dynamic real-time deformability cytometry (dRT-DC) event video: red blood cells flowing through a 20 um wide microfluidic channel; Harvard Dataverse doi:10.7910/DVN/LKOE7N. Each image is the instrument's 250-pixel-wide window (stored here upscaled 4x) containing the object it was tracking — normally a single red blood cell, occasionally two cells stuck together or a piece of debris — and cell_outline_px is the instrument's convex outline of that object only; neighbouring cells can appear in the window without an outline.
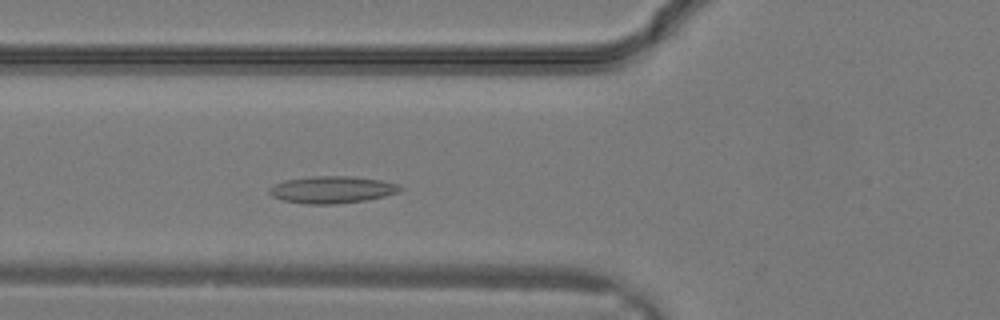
{"species": "common noctule bat (a hibernating species)", "species_latin": "Nyctalus noctula", "temperature_condition": "warm", "stored_images_in_passage": 29, "camera_frame_rate_fps": 3000, "um_per_image_px": 0.085, "animal": {"sex": "male", "body_mass_g": 19.2, "forearm_length_mm": 51.8}, "frame": {"image": 1, "passage_image": 9, "time_ms": 2.667, "image_size_px": [1000, 320], "cell_outline_px": [[404, 188], [400, 192], [368, 200], [336, 204], [308, 204], [280, 200], [272, 196], [268, 192], [268, 188], [284, 180], [312, 176], [348, 176], [380, 180], [396, 184]], "centroid_in_image_um": [28.2, 16.13], "position_along_channel_um": 97.6, "area_um2": 20.69}}
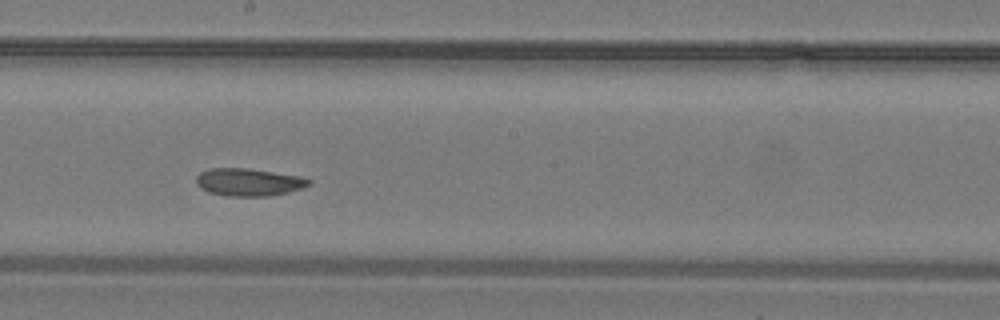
{"frame": {"image": 2, "passage_image": 15, "time_ms": 4.667, "image_size_px": [1000, 320], "cell_outline_px": [[312, 184], [288, 192], [268, 196], [228, 196], [208, 192], [200, 188], [196, 184], [196, 176], [200, 172], [208, 168], [244, 168], [272, 172], [296, 176], [312, 180]], "centroid_in_image_um": [21.08, 15.48], "position_along_channel_um": 227.1, "area_um2": 17.98}}
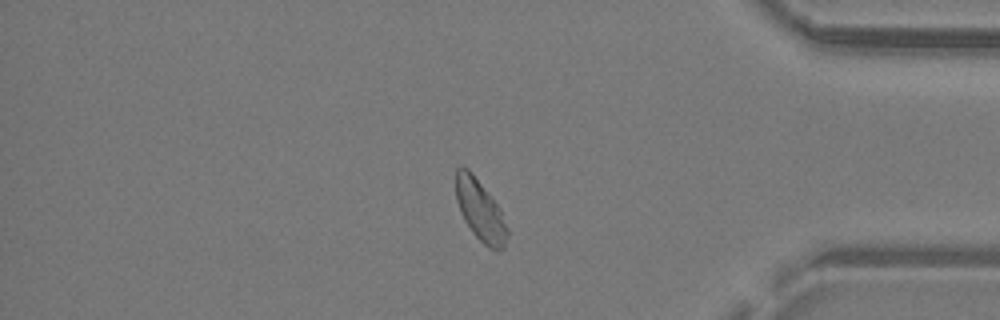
{"frame": {"image": 3, "passage_image": 24, "time_ms": 7.667, "image_size_px": [1000, 320], "cell_outline_px": [[508, 236], [504, 248], [488, 248], [472, 232], [464, 220], [460, 212], [456, 200], [456, 168], [460, 164], [468, 168], [472, 172], [500, 208], [508, 228]], "centroid_in_image_um": [40.8, 17.85], "position_along_channel_um": 394.4, "area_um2": 18.32}}